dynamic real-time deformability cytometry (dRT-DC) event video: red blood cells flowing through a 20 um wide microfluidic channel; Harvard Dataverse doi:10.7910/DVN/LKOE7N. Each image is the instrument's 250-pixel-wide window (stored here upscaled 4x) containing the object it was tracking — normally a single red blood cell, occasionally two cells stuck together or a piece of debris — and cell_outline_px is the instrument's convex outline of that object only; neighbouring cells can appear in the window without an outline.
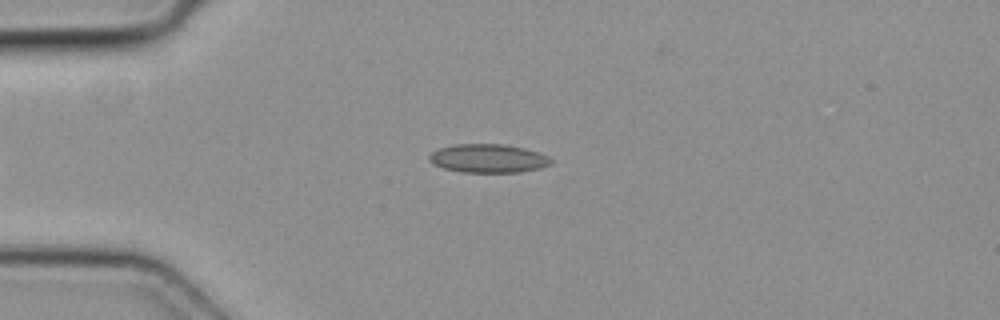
{"species": "common noctule bat (a hibernating species)", "species_latin": "Nyctalus noctula", "temperature_condition": "cold", "stored_images_in_passage": 8, "camera_frame_rate_fps": 3000, "um_per_image_px": 0.085, "animal": {"sex": "female", "body_mass_g": 19.3, "forearm_length_mm": 54.1}, "frame": {"image": 1, "passage_image": 5, "time_ms": 1.333, "image_size_px": [1000, 320], "cell_outline_px": [[552, 164], [540, 168], [520, 172], [464, 172], [444, 168], [432, 164], [428, 160], [428, 156], [432, 152], [440, 148], [456, 144], [504, 144], [524, 148], [548, 156], [552, 160]], "centroid_in_image_um": [41.49, 13.46], "position_along_channel_um": 43.5, "area_um2": 20.23}}
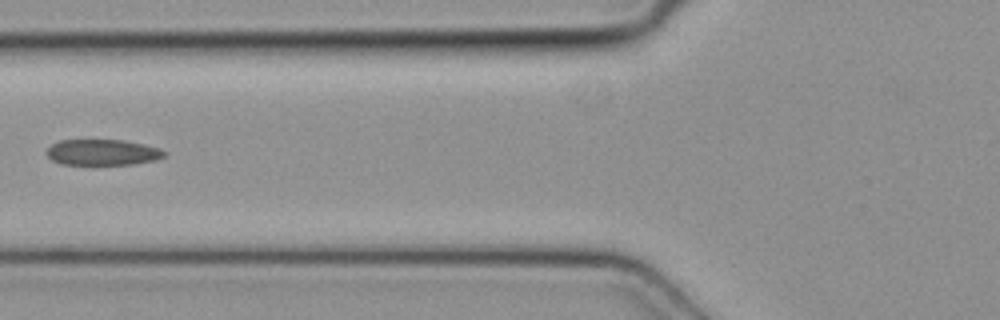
{"frame": {"image": 2, "passage_image": 7, "time_ms": 2.0, "image_size_px": [1000, 320], "cell_outline_px": [[168, 152], [164, 156], [156, 160], [136, 164], [96, 168], [92, 168], [60, 164], [52, 160], [44, 152], [52, 144], [60, 140], [124, 140], [160, 148]], "centroid_in_image_um": [8.69, 13.01], "position_along_channel_um": 117.1, "area_um2": 18.96}}
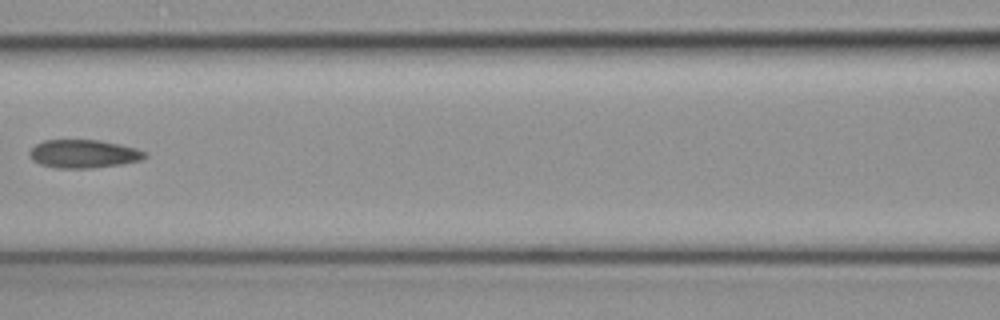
{"frame": {"image": 3, "passage_image": 8, "time_ms": 2.333, "image_size_px": [1000, 320], "cell_outline_px": [[148, 156], [140, 160], [124, 164], [92, 168], [56, 168], [40, 164], [32, 160], [28, 152], [36, 144], [44, 140], [100, 140], [120, 144], [136, 148], [148, 152]], "centroid_in_image_um": [7.13, 13.08], "position_along_channel_um": 159.5, "area_um2": 19.19}}